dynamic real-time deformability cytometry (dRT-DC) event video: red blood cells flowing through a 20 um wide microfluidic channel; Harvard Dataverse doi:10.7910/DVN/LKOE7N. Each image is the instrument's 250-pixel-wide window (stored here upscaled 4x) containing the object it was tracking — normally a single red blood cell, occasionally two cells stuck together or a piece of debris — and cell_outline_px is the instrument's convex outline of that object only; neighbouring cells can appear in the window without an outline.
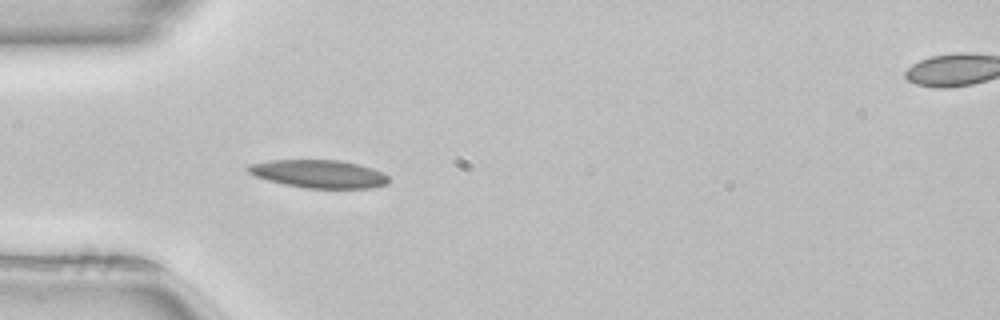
{"species": "common noctule bat (a hibernating species)", "species_latin": "Nyctalus noctula", "temperature_condition": "room temperature", "stored_images_in_passage": 43, "camera_frame_rate_fps": 3000, "um_per_image_px": 0.085, "animal": {"sex": "female", "body_mass_g": 22.7, "forearm_length_mm": 54.2}, "frame": {"image": 1, "passage_image": 7, "time_ms": 2.0, "image_size_px": [1000, 320], "cell_outline_px": [[388, 184], [372, 188], [304, 188], [284, 184], [268, 180], [256, 176], [248, 172], [244, 168], [248, 164], [268, 160], [340, 160], [372, 168], [388, 176]], "centroid_in_image_um": [27.06, 14.78], "position_along_channel_um": 57.9, "area_um2": 22.95}, "authors_computed_cell_mechanics": {"area_um2": 21.7328, "velocity_mm_per_s": 4.022, "shape_relaxation_time_tau1_ms": 6.5625, "shape_relaxation_time_tau2_ms": 11.0447, "deformation_change_tau1": 0.161, "deformation_change_tau2": 0.1844}}